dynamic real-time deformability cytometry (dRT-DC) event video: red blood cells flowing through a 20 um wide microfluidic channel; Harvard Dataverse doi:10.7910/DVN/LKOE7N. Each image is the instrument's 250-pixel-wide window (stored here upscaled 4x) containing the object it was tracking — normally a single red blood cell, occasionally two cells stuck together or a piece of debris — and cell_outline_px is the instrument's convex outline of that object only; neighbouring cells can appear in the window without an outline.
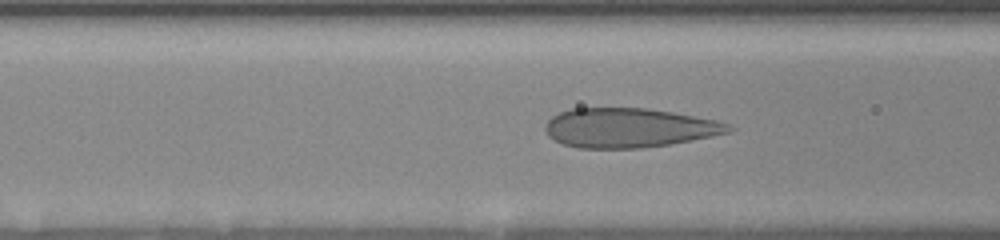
{"species": "human", "species_latin": "Homo sapiens", "temperature_condition": "room temperature", "stored_images_in_passage": 55, "camera_frame_rate_fps": 3000, "um_per_image_px": 0.085, "donor": {"sex": "female"}, "frame": {"image": 1, "passage_image": 14, "time_ms": 2.667, "image_size_px": [1000, 240], "cell_outline_px": [[736, 128], [732, 132], [672, 144], [644, 148], [576, 148], [564, 144], [548, 136], [544, 128], [544, 124], [552, 116], [560, 112], [572, 108], [648, 108], [672, 112], [716, 120], [728, 124]], "centroid_in_image_um": [53.47, 10.87], "position_along_channel_um": 113.1, "area_um2": 42.31}}
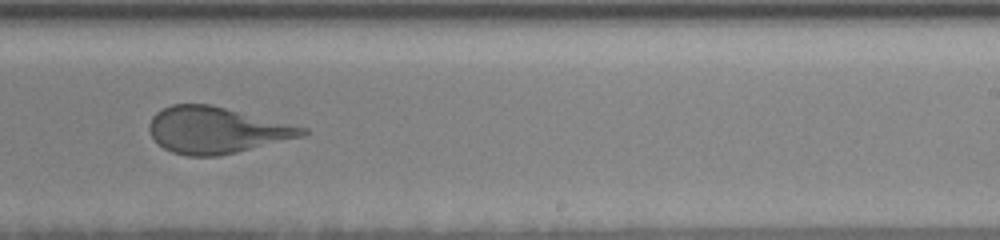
{"frame": {"image": 2, "passage_image": 29, "time_ms": 7.0, "image_size_px": [1000, 240], "cell_outline_px": [[308, 132], [304, 136], [220, 156], [188, 156], [172, 152], [164, 148], [152, 136], [148, 128], [148, 124], [152, 116], [156, 112], [172, 104], [212, 104], [308, 128]], "centroid_in_image_um": [18.4, 11.05], "position_along_channel_um": 270.6, "area_um2": 41.38}}
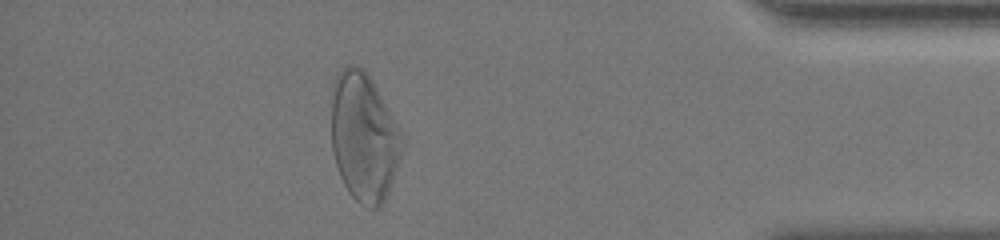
{"frame": {"image": 3, "passage_image": 48, "time_ms": 11.667, "image_size_px": [1000, 240], "cell_outline_px": [[404, 144], [388, 192], [380, 208], [368, 208], [360, 204], [348, 192], [340, 176], [336, 164], [332, 148], [332, 84], [336, 76], [344, 64], [356, 64], [364, 68], [372, 80], [404, 136]], "centroid_in_image_um": [30.92, 11.63], "position_along_channel_um": 404.3, "area_um2": 53.18}, "authors_computed_cell_mechanics": {"area_um2": 46.0088, "velocity_mm_per_s": 3.6366, "shape_relaxation_time_tau1_ms": 4.6125, "shape_relaxation_time_tau2_ms": 0.6752, "deformation_change_tau1": 0.1603, "deformation_change_tau2": 0.0942}}